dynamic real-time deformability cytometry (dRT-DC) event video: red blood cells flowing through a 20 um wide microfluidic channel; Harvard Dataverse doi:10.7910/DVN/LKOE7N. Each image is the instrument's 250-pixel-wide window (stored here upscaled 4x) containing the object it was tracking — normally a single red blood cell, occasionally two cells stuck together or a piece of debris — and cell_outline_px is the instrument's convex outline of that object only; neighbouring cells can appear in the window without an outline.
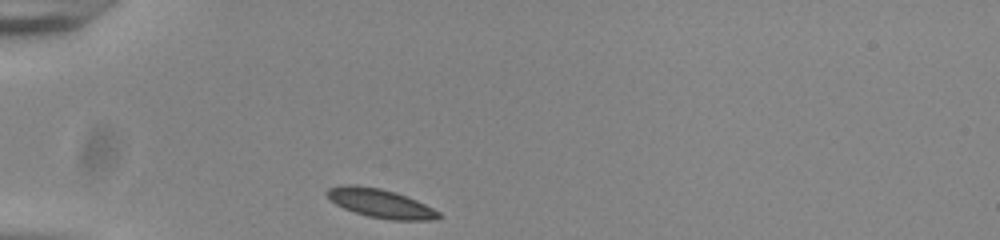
{"species": "common noctule bat (a hibernating species)", "species_latin": "Nyctalus noctula", "temperature_condition": "room temperature", "stored_images_in_passage": 31, "camera_frame_rate_fps": 3000, "um_per_image_px": 0.085, "animal": {"sex": "male", "body_mass_g": 20.0, "forearm_length_mm": 53.3}, "frame": {"image": 1, "passage_image": 1, "time_ms": 0.0, "image_size_px": [1000, 240], "cell_outline_px": [[444, 216], [436, 220], [392, 220], [368, 216], [344, 208], [328, 200], [324, 192], [328, 188], [340, 184], [356, 184], [380, 188], [396, 192], [416, 200], [440, 212]], "centroid_in_image_um": [32.31, 17.27], "position_along_channel_um": 52.7, "area_um2": 19.02}}
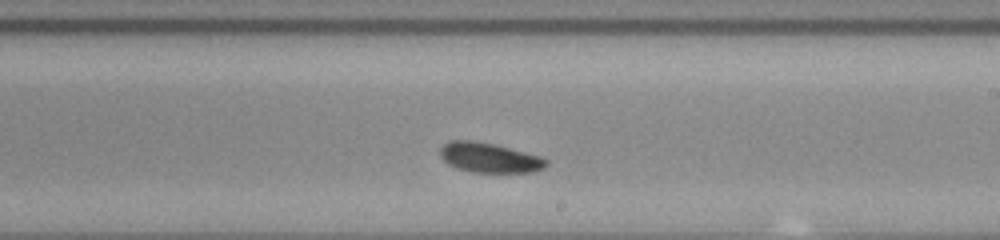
{"frame": {"image": 2, "passage_image": 18, "time_ms": 5.667, "image_size_px": [1000, 240], "cell_outline_px": [[548, 164], [544, 168], [532, 172], [472, 172], [456, 168], [448, 164], [440, 156], [440, 148], [444, 144], [452, 140], [472, 140], [492, 144], [540, 156], [548, 160]], "centroid_in_image_um": [41.58, 13.41], "position_along_channel_um": 247.4, "area_um2": 18.26}}
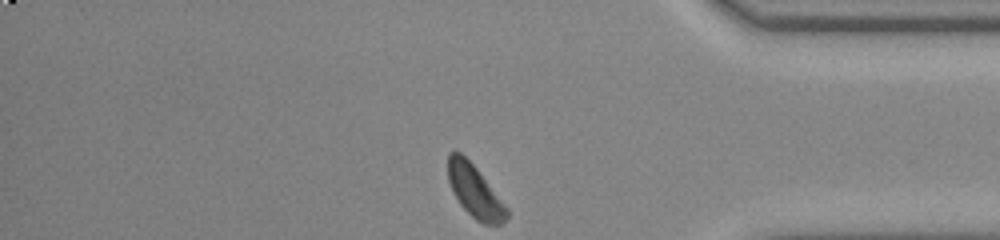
{"frame": {"image": 3, "passage_image": 31, "time_ms": 10.0, "image_size_px": [1000, 240], "cell_outline_px": [[508, 216], [500, 224], [484, 224], [476, 220], [460, 204], [452, 192], [448, 180], [448, 152], [460, 152], [476, 168], [508, 208]], "centroid_in_image_um": [40.34, 16.26], "position_along_channel_um": 394.9, "area_um2": 17.63}, "authors_computed_cell_mechanics": {"area_um2": 18.207, "velocity_mm_per_s": 3.8035, "shape_relaxation_time_tau1_ms": 2.8908, "shape_relaxation_time_tau2_ms": 3.1177, "deformation_change_tau1": 0.0945, "deformation_change_tau2": 0.0506}}